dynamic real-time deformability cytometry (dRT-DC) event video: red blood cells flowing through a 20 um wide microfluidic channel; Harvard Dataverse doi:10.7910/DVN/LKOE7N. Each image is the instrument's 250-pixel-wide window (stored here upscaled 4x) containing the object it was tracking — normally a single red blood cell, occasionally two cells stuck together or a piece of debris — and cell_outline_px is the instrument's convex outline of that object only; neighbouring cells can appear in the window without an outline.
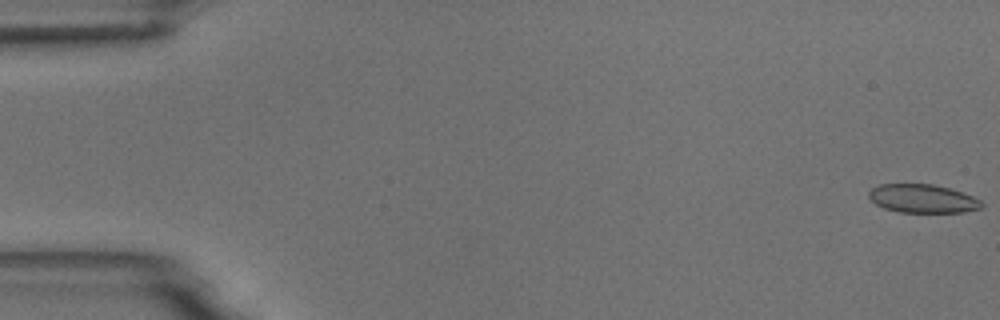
{"species": "common noctule bat (a hibernating species)", "species_latin": "Nyctalus noctula", "temperature_condition": "room temperature", "stored_images_in_passage": 5, "camera_frame_rate_fps": 3000, "um_per_image_px": 0.085, "animal": {"sex": "male", "body_mass_g": 18.8}, "frame": {"image": 1, "passage_image": 1, "time_ms": 0.0, "image_size_px": [1000, 320], "cell_outline_px": [[984, 204], [980, 208], [964, 212], [900, 212], [884, 208], [876, 204], [868, 196], [868, 192], [872, 188], [880, 184], [932, 184], [948, 188], [972, 196], [980, 200]], "centroid_in_image_um": [78.41, 16.88], "position_along_channel_um": 6.6, "area_um2": 18.55}}